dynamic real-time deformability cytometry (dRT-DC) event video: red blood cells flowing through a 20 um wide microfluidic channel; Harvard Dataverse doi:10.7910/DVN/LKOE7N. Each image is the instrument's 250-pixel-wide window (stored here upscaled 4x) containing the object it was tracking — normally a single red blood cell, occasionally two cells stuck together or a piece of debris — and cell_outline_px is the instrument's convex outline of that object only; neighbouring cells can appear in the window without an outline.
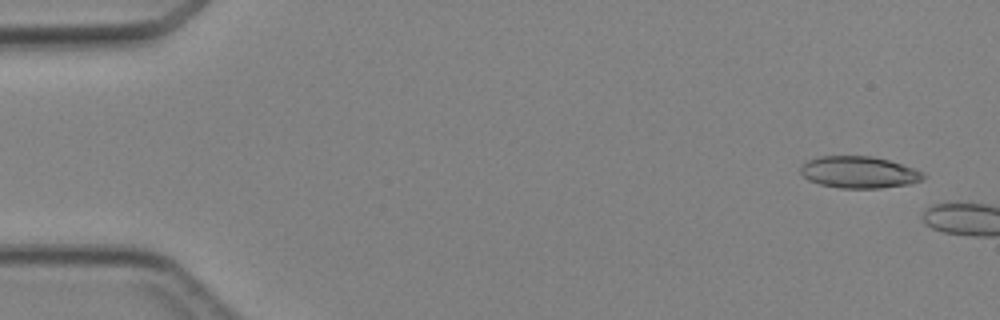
{"species": "Egyptian fruit bat (a non-hibernating species)", "species_latin": "Rousettus aegyptiacus", "temperature_condition": "cold", "stored_images_in_passage": 2, "camera_frame_rate_fps": 3000, "um_per_image_px": 0.085, "animal": {"sex": "female"}, "frame": {"image": 1, "passage_image": 1, "time_ms": 0.0, "image_size_px": [1000, 320], "cell_outline_px": [[924, 180], [908, 184], [880, 188], [840, 188], [820, 184], [808, 180], [800, 172], [800, 168], [808, 160], [820, 156], [872, 156], [888, 160], [924, 172]], "centroid_in_image_um": [73.01, 14.64], "position_along_channel_um": 12.0, "area_um2": 22.6}}